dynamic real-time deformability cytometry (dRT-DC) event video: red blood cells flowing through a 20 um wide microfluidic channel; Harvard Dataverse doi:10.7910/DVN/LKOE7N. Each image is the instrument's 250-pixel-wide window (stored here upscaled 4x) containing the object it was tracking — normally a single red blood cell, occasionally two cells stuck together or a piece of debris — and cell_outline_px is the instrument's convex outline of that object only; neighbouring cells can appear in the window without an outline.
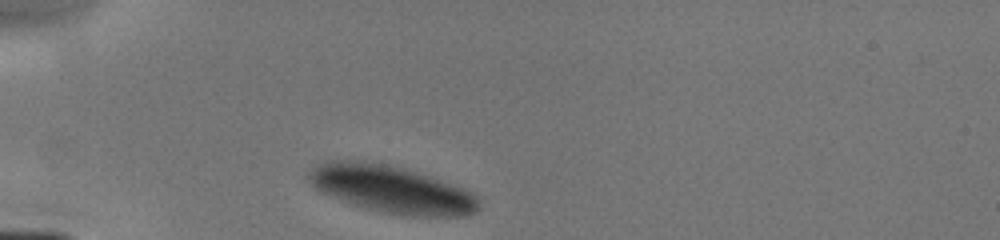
{"species": "human", "species_latin": "Homo sapiens", "temperature_condition": "cold", "stored_images_in_passage": 2, "camera_frame_rate_fps": 3000, "um_per_image_px": 0.085, "donor": {"sex": "male"}, "frame": {"image": 1, "passage_image": 1, "time_ms": 0.0, "image_size_px": [1000, 240], "cell_outline_px": [[480, 208], [476, 212], [468, 216], [404, 216], [380, 212], [352, 204], [320, 192], [312, 184], [308, 176], [316, 168], [328, 160], [356, 160], [380, 164], [400, 168], [472, 192], [480, 200]], "centroid_in_image_um": [33.3, 16.14], "position_along_channel_um": 51.7, "area_um2": 45.78}}